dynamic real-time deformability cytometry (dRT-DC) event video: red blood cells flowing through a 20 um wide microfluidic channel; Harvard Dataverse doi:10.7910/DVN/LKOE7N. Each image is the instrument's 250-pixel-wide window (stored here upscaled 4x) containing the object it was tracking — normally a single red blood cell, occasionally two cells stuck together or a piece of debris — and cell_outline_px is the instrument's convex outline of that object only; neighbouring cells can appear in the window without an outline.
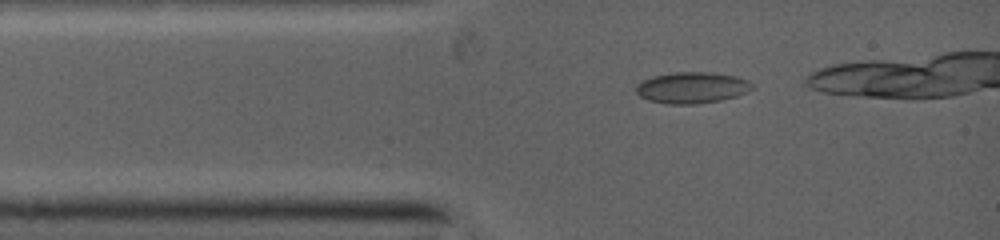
{"species": "common noctule bat (a hibernating species)", "species_latin": "Nyctalus noctula", "temperature_condition": "warm", "stored_images_in_passage": 5, "camera_frame_rate_fps": 5000, "um_per_image_px": 0.085, "animal": {"sex": "female", "body_mass_g": 19.0, "forearm_length_mm": 53.3}, "frame": {"image": 1, "passage_image": 1, "time_ms": 0.0, "image_size_px": [1000, 240], "cell_outline_px": [[756, 88], [748, 92], [736, 96], [720, 100], [696, 104], [668, 104], [648, 100], [640, 96], [636, 92], [636, 84], [652, 76], [676, 72], [704, 72], [736, 76], [748, 80], [756, 84]], "centroid_in_image_um": [58.86, 7.45], "position_along_channel_um": 26.1, "area_um2": 21.27}}